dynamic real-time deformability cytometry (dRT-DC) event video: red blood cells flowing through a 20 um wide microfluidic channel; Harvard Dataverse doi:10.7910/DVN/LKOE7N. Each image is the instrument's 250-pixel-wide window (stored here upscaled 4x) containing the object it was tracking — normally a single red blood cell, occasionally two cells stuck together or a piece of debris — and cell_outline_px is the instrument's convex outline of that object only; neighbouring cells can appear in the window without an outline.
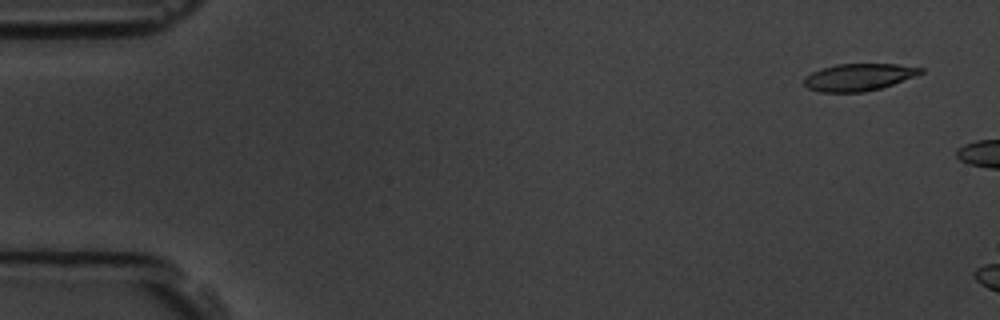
{"species": "common noctule bat (a hibernating species)", "species_latin": "Nyctalus noctula", "temperature_condition": "room temperature", "stored_images_in_passage": 2, "camera_frame_rate_fps": 3000, "um_per_image_px": 0.085, "animal": {"sex": "male", "body_mass_g": 19.5, "forearm_length_mm": 54.6}, "frame": {"image": 1, "passage_image": 1, "time_ms": 0.0, "image_size_px": [1000, 320], "cell_outline_px": [[924, 72], [916, 76], [880, 88], [864, 92], [820, 92], [808, 88], [804, 84], [804, 76], [820, 68], [836, 64], [896, 64], [924, 68]], "centroid_in_image_um": [72.97, 6.55], "position_along_channel_um": 12.0, "area_um2": 18.5}}